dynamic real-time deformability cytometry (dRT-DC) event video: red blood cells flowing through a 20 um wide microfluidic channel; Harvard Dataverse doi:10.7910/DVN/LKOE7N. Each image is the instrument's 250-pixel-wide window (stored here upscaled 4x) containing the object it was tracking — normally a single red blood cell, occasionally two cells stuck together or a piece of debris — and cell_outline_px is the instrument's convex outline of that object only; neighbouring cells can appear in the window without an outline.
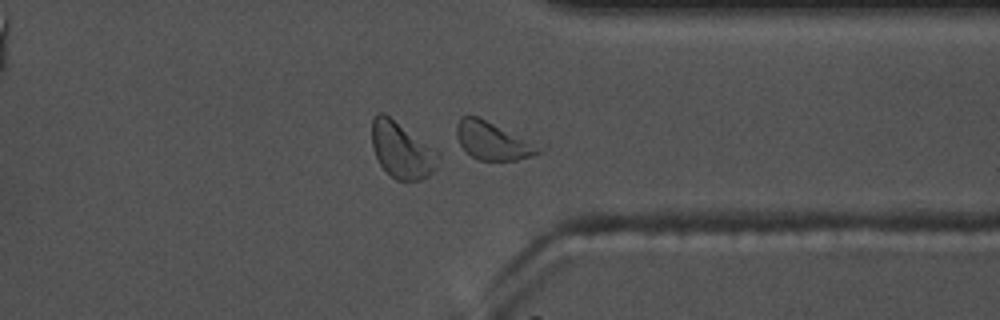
{"species": "common noctule bat (a hibernating species)", "species_latin": "Nyctalus noctula", "temperature_condition": "warm", "stored_images_in_passage": 42, "camera_frame_rate_fps": 3000, "um_per_image_px": 0.085, "animal": {"sex": "male", "body_mass_g": 17.5, "forearm_length_mm": 52.3}, "frame": {"image": 1, "passage_image": 30, "time_ms": 9.667, "image_size_px": [1000, 320], "cell_outline_px": [[540, 152], [532, 156], [516, 160], [480, 160], [472, 156], [460, 144], [456, 136], [456, 124], [460, 116], [480, 116], [540, 148]], "centroid_in_image_um": [41.78, 11.95], "position_along_channel_um": 369.6, "area_um2": 17.51}, "authors_computed_cell_mechanics": {"area_um2": 19.5653, "velocity_mm_per_s": 3.6302, "shape_relaxation_time_tau1_ms": 0.6928, "shape_relaxation_time_tau2_ms": 6.7654, "deformation_change_tau1": 0.2451, "deformation_change_tau2": 0.1109}}